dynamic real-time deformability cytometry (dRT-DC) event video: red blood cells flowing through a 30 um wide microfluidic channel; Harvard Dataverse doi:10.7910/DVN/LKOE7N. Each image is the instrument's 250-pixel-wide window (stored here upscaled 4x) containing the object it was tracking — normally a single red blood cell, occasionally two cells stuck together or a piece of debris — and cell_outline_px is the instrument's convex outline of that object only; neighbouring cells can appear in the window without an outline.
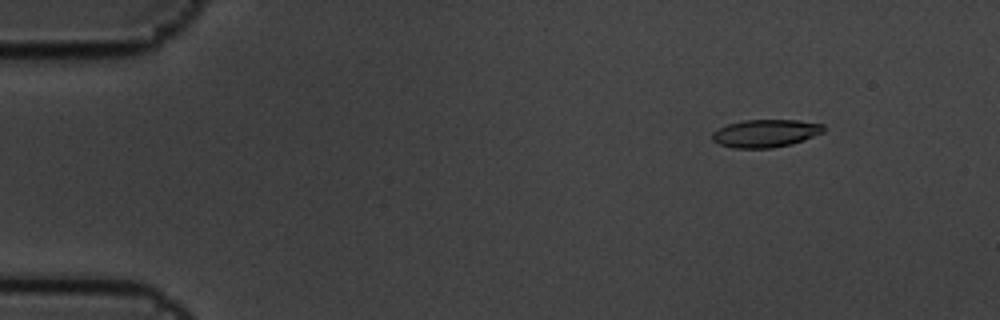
{"species": "common noctule bat (a hibernating species)", "species_latin": "Nyctalus noctula", "temperature_condition": "cold", "stored_images_in_passage": 5, "camera_frame_rate_fps": 3000, "um_per_image_px": 0.085, "animal": {"sex": "male", "body_mass_g": 19.5, "forearm_length_mm": 54.6}, "frame": {"image": 1, "passage_image": 2, "time_ms": 0.333, "image_size_px": [1000, 320], "cell_outline_px": [[824, 132], [804, 140], [792, 144], [772, 148], [736, 148], [720, 144], [712, 140], [712, 132], [728, 124], [744, 120], [800, 120], [824, 124]], "centroid_in_image_um": [65.1, 11.33], "position_along_channel_um": 19.9, "area_um2": 18.03}}